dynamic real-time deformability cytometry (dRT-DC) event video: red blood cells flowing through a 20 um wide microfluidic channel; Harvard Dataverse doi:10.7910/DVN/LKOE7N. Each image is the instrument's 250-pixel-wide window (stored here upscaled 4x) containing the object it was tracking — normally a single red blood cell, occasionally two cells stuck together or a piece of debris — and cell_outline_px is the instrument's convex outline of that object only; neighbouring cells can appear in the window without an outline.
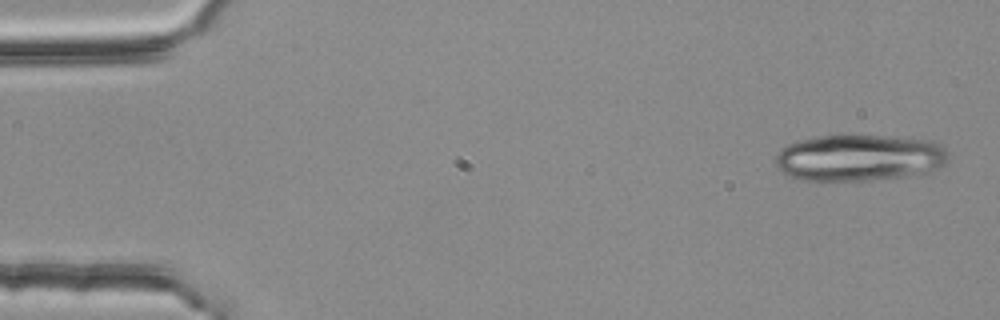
{"species": "common noctule bat (a hibernating species)", "species_latin": "Nyctalus noctula", "temperature_condition": "room temperature", "stored_images_in_passage": 4, "camera_frame_rate_fps": 3000, "um_per_image_px": 0.085, "animal": {"sex": "female", "body_mass_g": 25.1}, "frame": {"image": 1, "passage_image": 4, "time_ms": 1.0, "image_size_px": [1000, 320], "cell_outline_px": [[948, 160], [944, 164], [928, 172], [904, 176], [868, 180], [804, 180], [788, 176], [776, 168], [776, 152], [780, 148], [796, 140], [820, 136], [848, 132], [932, 140], [940, 144], [944, 148], [948, 156]], "centroid_in_image_um": [72.99, 13.36], "position_along_channel_um": 12.0, "area_um2": 47.92}}